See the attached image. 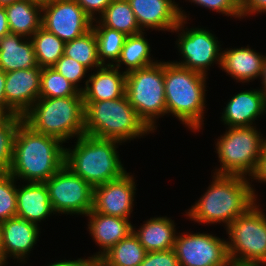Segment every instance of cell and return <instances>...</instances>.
<instances>
[{
  "label": "cell",
  "mask_w": 266,
  "mask_h": 266,
  "mask_svg": "<svg viewBox=\"0 0 266 266\" xmlns=\"http://www.w3.org/2000/svg\"><path fill=\"white\" fill-rule=\"evenodd\" d=\"M57 138L34 131L24 121L17 129L9 173L27 182H45L65 163V148Z\"/></svg>",
  "instance_id": "obj_1"
},
{
  "label": "cell",
  "mask_w": 266,
  "mask_h": 266,
  "mask_svg": "<svg viewBox=\"0 0 266 266\" xmlns=\"http://www.w3.org/2000/svg\"><path fill=\"white\" fill-rule=\"evenodd\" d=\"M214 175L207 191L188 209L186 216L204 224L223 222L227 228L256 203L257 196L247 177Z\"/></svg>",
  "instance_id": "obj_2"
},
{
  "label": "cell",
  "mask_w": 266,
  "mask_h": 266,
  "mask_svg": "<svg viewBox=\"0 0 266 266\" xmlns=\"http://www.w3.org/2000/svg\"><path fill=\"white\" fill-rule=\"evenodd\" d=\"M206 76L173 62H164L167 114L171 113L195 132L204 124Z\"/></svg>",
  "instance_id": "obj_3"
},
{
  "label": "cell",
  "mask_w": 266,
  "mask_h": 266,
  "mask_svg": "<svg viewBox=\"0 0 266 266\" xmlns=\"http://www.w3.org/2000/svg\"><path fill=\"white\" fill-rule=\"evenodd\" d=\"M75 143L74 149L65 148L64 164L93 188L127 172L117 154V145L122 142L84 134Z\"/></svg>",
  "instance_id": "obj_4"
},
{
  "label": "cell",
  "mask_w": 266,
  "mask_h": 266,
  "mask_svg": "<svg viewBox=\"0 0 266 266\" xmlns=\"http://www.w3.org/2000/svg\"><path fill=\"white\" fill-rule=\"evenodd\" d=\"M85 134L120 142L153 132L138 116L126 94L114 100L84 101Z\"/></svg>",
  "instance_id": "obj_5"
},
{
  "label": "cell",
  "mask_w": 266,
  "mask_h": 266,
  "mask_svg": "<svg viewBox=\"0 0 266 266\" xmlns=\"http://www.w3.org/2000/svg\"><path fill=\"white\" fill-rule=\"evenodd\" d=\"M84 110L82 92L69 97H39L23 115V121L34 131L65 143L85 134Z\"/></svg>",
  "instance_id": "obj_6"
},
{
  "label": "cell",
  "mask_w": 266,
  "mask_h": 266,
  "mask_svg": "<svg viewBox=\"0 0 266 266\" xmlns=\"http://www.w3.org/2000/svg\"><path fill=\"white\" fill-rule=\"evenodd\" d=\"M232 266L266 265V215L253 204L226 228Z\"/></svg>",
  "instance_id": "obj_7"
},
{
  "label": "cell",
  "mask_w": 266,
  "mask_h": 266,
  "mask_svg": "<svg viewBox=\"0 0 266 266\" xmlns=\"http://www.w3.org/2000/svg\"><path fill=\"white\" fill-rule=\"evenodd\" d=\"M256 126L228 127L217 140L220 168L214 174L253 176L262 154L264 139Z\"/></svg>",
  "instance_id": "obj_8"
},
{
  "label": "cell",
  "mask_w": 266,
  "mask_h": 266,
  "mask_svg": "<svg viewBox=\"0 0 266 266\" xmlns=\"http://www.w3.org/2000/svg\"><path fill=\"white\" fill-rule=\"evenodd\" d=\"M125 94L138 116L154 132L156 119L167 114L164 62L127 73Z\"/></svg>",
  "instance_id": "obj_9"
},
{
  "label": "cell",
  "mask_w": 266,
  "mask_h": 266,
  "mask_svg": "<svg viewBox=\"0 0 266 266\" xmlns=\"http://www.w3.org/2000/svg\"><path fill=\"white\" fill-rule=\"evenodd\" d=\"M53 211L87 215L93 207V187L65 164L47 181Z\"/></svg>",
  "instance_id": "obj_10"
},
{
  "label": "cell",
  "mask_w": 266,
  "mask_h": 266,
  "mask_svg": "<svg viewBox=\"0 0 266 266\" xmlns=\"http://www.w3.org/2000/svg\"><path fill=\"white\" fill-rule=\"evenodd\" d=\"M184 23H187L186 20L181 19L179 25L172 31H180L176 44L184 60L180 62L173 61V63L207 75V69L211 64L217 62L220 67V49H222L219 45L220 42L214 34L204 28H190V30L185 28V31Z\"/></svg>",
  "instance_id": "obj_11"
},
{
  "label": "cell",
  "mask_w": 266,
  "mask_h": 266,
  "mask_svg": "<svg viewBox=\"0 0 266 266\" xmlns=\"http://www.w3.org/2000/svg\"><path fill=\"white\" fill-rule=\"evenodd\" d=\"M173 249L180 266H232L227 241L213 234H177Z\"/></svg>",
  "instance_id": "obj_12"
},
{
  "label": "cell",
  "mask_w": 266,
  "mask_h": 266,
  "mask_svg": "<svg viewBox=\"0 0 266 266\" xmlns=\"http://www.w3.org/2000/svg\"><path fill=\"white\" fill-rule=\"evenodd\" d=\"M42 14V27L65 43L92 29L93 19L75 0H54Z\"/></svg>",
  "instance_id": "obj_13"
},
{
  "label": "cell",
  "mask_w": 266,
  "mask_h": 266,
  "mask_svg": "<svg viewBox=\"0 0 266 266\" xmlns=\"http://www.w3.org/2000/svg\"><path fill=\"white\" fill-rule=\"evenodd\" d=\"M135 186L133 176L126 172L116 180L94 187L92 210L129 219L134 206Z\"/></svg>",
  "instance_id": "obj_14"
},
{
  "label": "cell",
  "mask_w": 266,
  "mask_h": 266,
  "mask_svg": "<svg viewBox=\"0 0 266 266\" xmlns=\"http://www.w3.org/2000/svg\"><path fill=\"white\" fill-rule=\"evenodd\" d=\"M41 70L42 68L37 65L33 68L6 72V101L20 116H23L39 98Z\"/></svg>",
  "instance_id": "obj_15"
},
{
  "label": "cell",
  "mask_w": 266,
  "mask_h": 266,
  "mask_svg": "<svg viewBox=\"0 0 266 266\" xmlns=\"http://www.w3.org/2000/svg\"><path fill=\"white\" fill-rule=\"evenodd\" d=\"M141 31L144 28L171 32L187 16L172 0H128Z\"/></svg>",
  "instance_id": "obj_16"
},
{
  "label": "cell",
  "mask_w": 266,
  "mask_h": 266,
  "mask_svg": "<svg viewBox=\"0 0 266 266\" xmlns=\"http://www.w3.org/2000/svg\"><path fill=\"white\" fill-rule=\"evenodd\" d=\"M4 256L14 257L21 262L29 255L39 238V227L18 216L0 223Z\"/></svg>",
  "instance_id": "obj_17"
},
{
  "label": "cell",
  "mask_w": 266,
  "mask_h": 266,
  "mask_svg": "<svg viewBox=\"0 0 266 266\" xmlns=\"http://www.w3.org/2000/svg\"><path fill=\"white\" fill-rule=\"evenodd\" d=\"M223 109L221 121L226 126L250 127L257 117L266 113V94L261 89L241 91Z\"/></svg>",
  "instance_id": "obj_18"
},
{
  "label": "cell",
  "mask_w": 266,
  "mask_h": 266,
  "mask_svg": "<svg viewBox=\"0 0 266 266\" xmlns=\"http://www.w3.org/2000/svg\"><path fill=\"white\" fill-rule=\"evenodd\" d=\"M86 216L89 217L88 229L94 241L100 246V250L91 256L93 260H99L120 240L133 232V225L129 219L104 215L91 210Z\"/></svg>",
  "instance_id": "obj_19"
},
{
  "label": "cell",
  "mask_w": 266,
  "mask_h": 266,
  "mask_svg": "<svg viewBox=\"0 0 266 266\" xmlns=\"http://www.w3.org/2000/svg\"><path fill=\"white\" fill-rule=\"evenodd\" d=\"M126 73L112 65H103L86 79L82 91L83 101H104L125 95Z\"/></svg>",
  "instance_id": "obj_20"
},
{
  "label": "cell",
  "mask_w": 266,
  "mask_h": 266,
  "mask_svg": "<svg viewBox=\"0 0 266 266\" xmlns=\"http://www.w3.org/2000/svg\"><path fill=\"white\" fill-rule=\"evenodd\" d=\"M17 213L16 216L35 225L46 219L50 214H55L49 199L45 182H27L17 189Z\"/></svg>",
  "instance_id": "obj_21"
},
{
  "label": "cell",
  "mask_w": 266,
  "mask_h": 266,
  "mask_svg": "<svg viewBox=\"0 0 266 266\" xmlns=\"http://www.w3.org/2000/svg\"><path fill=\"white\" fill-rule=\"evenodd\" d=\"M265 57L248 46L227 48L221 52L220 67L233 79L246 83L261 77Z\"/></svg>",
  "instance_id": "obj_22"
},
{
  "label": "cell",
  "mask_w": 266,
  "mask_h": 266,
  "mask_svg": "<svg viewBox=\"0 0 266 266\" xmlns=\"http://www.w3.org/2000/svg\"><path fill=\"white\" fill-rule=\"evenodd\" d=\"M37 65L31 38L14 33H8L0 38V69L2 71L6 73L33 68Z\"/></svg>",
  "instance_id": "obj_23"
},
{
  "label": "cell",
  "mask_w": 266,
  "mask_h": 266,
  "mask_svg": "<svg viewBox=\"0 0 266 266\" xmlns=\"http://www.w3.org/2000/svg\"><path fill=\"white\" fill-rule=\"evenodd\" d=\"M133 233L147 252H156L174 248L178 233L172 219L168 217H155L146 221Z\"/></svg>",
  "instance_id": "obj_24"
},
{
  "label": "cell",
  "mask_w": 266,
  "mask_h": 266,
  "mask_svg": "<svg viewBox=\"0 0 266 266\" xmlns=\"http://www.w3.org/2000/svg\"><path fill=\"white\" fill-rule=\"evenodd\" d=\"M10 33L31 38L42 26V6L28 0H18L4 6Z\"/></svg>",
  "instance_id": "obj_25"
},
{
  "label": "cell",
  "mask_w": 266,
  "mask_h": 266,
  "mask_svg": "<svg viewBox=\"0 0 266 266\" xmlns=\"http://www.w3.org/2000/svg\"><path fill=\"white\" fill-rule=\"evenodd\" d=\"M145 32L126 37L119 59L114 67L120 69V65L124 64L128 68L124 71L126 74L157 63L151 60V48L147 39L144 37Z\"/></svg>",
  "instance_id": "obj_26"
},
{
  "label": "cell",
  "mask_w": 266,
  "mask_h": 266,
  "mask_svg": "<svg viewBox=\"0 0 266 266\" xmlns=\"http://www.w3.org/2000/svg\"><path fill=\"white\" fill-rule=\"evenodd\" d=\"M146 253L147 251L132 232L114 245L99 260L105 266H139Z\"/></svg>",
  "instance_id": "obj_27"
},
{
  "label": "cell",
  "mask_w": 266,
  "mask_h": 266,
  "mask_svg": "<svg viewBox=\"0 0 266 266\" xmlns=\"http://www.w3.org/2000/svg\"><path fill=\"white\" fill-rule=\"evenodd\" d=\"M98 21L103 26L122 32L126 36L142 32L128 0H113Z\"/></svg>",
  "instance_id": "obj_28"
},
{
  "label": "cell",
  "mask_w": 266,
  "mask_h": 266,
  "mask_svg": "<svg viewBox=\"0 0 266 266\" xmlns=\"http://www.w3.org/2000/svg\"><path fill=\"white\" fill-rule=\"evenodd\" d=\"M36 60L41 68L53 67L64 54V45L53 33L42 26L31 37Z\"/></svg>",
  "instance_id": "obj_29"
},
{
  "label": "cell",
  "mask_w": 266,
  "mask_h": 266,
  "mask_svg": "<svg viewBox=\"0 0 266 266\" xmlns=\"http://www.w3.org/2000/svg\"><path fill=\"white\" fill-rule=\"evenodd\" d=\"M96 25H92L94 34L96 35L98 58L102 65H112L119 59L121 50L123 48L126 35L114 29L103 26L99 21ZM108 59V63L106 60ZM110 60L112 62H110Z\"/></svg>",
  "instance_id": "obj_30"
},
{
  "label": "cell",
  "mask_w": 266,
  "mask_h": 266,
  "mask_svg": "<svg viewBox=\"0 0 266 266\" xmlns=\"http://www.w3.org/2000/svg\"><path fill=\"white\" fill-rule=\"evenodd\" d=\"M64 55L73 58L88 70L103 66L98 58L96 35L93 29L72 41L66 42L64 45Z\"/></svg>",
  "instance_id": "obj_31"
},
{
  "label": "cell",
  "mask_w": 266,
  "mask_h": 266,
  "mask_svg": "<svg viewBox=\"0 0 266 266\" xmlns=\"http://www.w3.org/2000/svg\"><path fill=\"white\" fill-rule=\"evenodd\" d=\"M80 91L53 67L42 68L40 95L44 98L76 96Z\"/></svg>",
  "instance_id": "obj_32"
},
{
  "label": "cell",
  "mask_w": 266,
  "mask_h": 266,
  "mask_svg": "<svg viewBox=\"0 0 266 266\" xmlns=\"http://www.w3.org/2000/svg\"><path fill=\"white\" fill-rule=\"evenodd\" d=\"M23 116L14 115L5 125L0 126V173H7L12 164L14 140Z\"/></svg>",
  "instance_id": "obj_33"
},
{
  "label": "cell",
  "mask_w": 266,
  "mask_h": 266,
  "mask_svg": "<svg viewBox=\"0 0 266 266\" xmlns=\"http://www.w3.org/2000/svg\"><path fill=\"white\" fill-rule=\"evenodd\" d=\"M17 180L9 173H0V223L17 213Z\"/></svg>",
  "instance_id": "obj_34"
},
{
  "label": "cell",
  "mask_w": 266,
  "mask_h": 266,
  "mask_svg": "<svg viewBox=\"0 0 266 266\" xmlns=\"http://www.w3.org/2000/svg\"><path fill=\"white\" fill-rule=\"evenodd\" d=\"M53 68L71 82L80 92L84 90L82 87L78 88V83L86 76L85 74L88 71L84 65L63 54Z\"/></svg>",
  "instance_id": "obj_35"
},
{
  "label": "cell",
  "mask_w": 266,
  "mask_h": 266,
  "mask_svg": "<svg viewBox=\"0 0 266 266\" xmlns=\"http://www.w3.org/2000/svg\"><path fill=\"white\" fill-rule=\"evenodd\" d=\"M202 7L209 8L235 18L241 17V0H189Z\"/></svg>",
  "instance_id": "obj_36"
},
{
  "label": "cell",
  "mask_w": 266,
  "mask_h": 266,
  "mask_svg": "<svg viewBox=\"0 0 266 266\" xmlns=\"http://www.w3.org/2000/svg\"><path fill=\"white\" fill-rule=\"evenodd\" d=\"M139 266H180L174 249L147 252Z\"/></svg>",
  "instance_id": "obj_37"
},
{
  "label": "cell",
  "mask_w": 266,
  "mask_h": 266,
  "mask_svg": "<svg viewBox=\"0 0 266 266\" xmlns=\"http://www.w3.org/2000/svg\"><path fill=\"white\" fill-rule=\"evenodd\" d=\"M83 10L93 19L96 20L94 14L99 16L104 12V10L109 6L113 0H75Z\"/></svg>",
  "instance_id": "obj_38"
},
{
  "label": "cell",
  "mask_w": 266,
  "mask_h": 266,
  "mask_svg": "<svg viewBox=\"0 0 266 266\" xmlns=\"http://www.w3.org/2000/svg\"><path fill=\"white\" fill-rule=\"evenodd\" d=\"M266 12V0H241V17Z\"/></svg>",
  "instance_id": "obj_39"
},
{
  "label": "cell",
  "mask_w": 266,
  "mask_h": 266,
  "mask_svg": "<svg viewBox=\"0 0 266 266\" xmlns=\"http://www.w3.org/2000/svg\"><path fill=\"white\" fill-rule=\"evenodd\" d=\"M251 179H255L262 182H266V139L264 140L262 146V154L259 160V164L257 166V170Z\"/></svg>",
  "instance_id": "obj_40"
},
{
  "label": "cell",
  "mask_w": 266,
  "mask_h": 266,
  "mask_svg": "<svg viewBox=\"0 0 266 266\" xmlns=\"http://www.w3.org/2000/svg\"><path fill=\"white\" fill-rule=\"evenodd\" d=\"M6 73L0 69V106L5 107L13 116L18 115L8 104L5 96Z\"/></svg>",
  "instance_id": "obj_41"
},
{
  "label": "cell",
  "mask_w": 266,
  "mask_h": 266,
  "mask_svg": "<svg viewBox=\"0 0 266 266\" xmlns=\"http://www.w3.org/2000/svg\"><path fill=\"white\" fill-rule=\"evenodd\" d=\"M92 260L93 259H91V257H88V259L78 258L77 260L74 261L73 260L58 261L46 266H88Z\"/></svg>",
  "instance_id": "obj_42"
},
{
  "label": "cell",
  "mask_w": 266,
  "mask_h": 266,
  "mask_svg": "<svg viewBox=\"0 0 266 266\" xmlns=\"http://www.w3.org/2000/svg\"><path fill=\"white\" fill-rule=\"evenodd\" d=\"M10 33L7 14L4 6H0V38Z\"/></svg>",
  "instance_id": "obj_43"
},
{
  "label": "cell",
  "mask_w": 266,
  "mask_h": 266,
  "mask_svg": "<svg viewBox=\"0 0 266 266\" xmlns=\"http://www.w3.org/2000/svg\"><path fill=\"white\" fill-rule=\"evenodd\" d=\"M13 115L3 106H0V126L5 125Z\"/></svg>",
  "instance_id": "obj_44"
},
{
  "label": "cell",
  "mask_w": 266,
  "mask_h": 266,
  "mask_svg": "<svg viewBox=\"0 0 266 266\" xmlns=\"http://www.w3.org/2000/svg\"><path fill=\"white\" fill-rule=\"evenodd\" d=\"M6 259L4 256V250H3V245H2V234H1V228H0V266H5L6 264H8V262L6 263Z\"/></svg>",
  "instance_id": "obj_45"
},
{
  "label": "cell",
  "mask_w": 266,
  "mask_h": 266,
  "mask_svg": "<svg viewBox=\"0 0 266 266\" xmlns=\"http://www.w3.org/2000/svg\"><path fill=\"white\" fill-rule=\"evenodd\" d=\"M262 78V87L263 89H261L265 94H266V57H265V60H264V64H263V69H262V74H261V77Z\"/></svg>",
  "instance_id": "obj_46"
},
{
  "label": "cell",
  "mask_w": 266,
  "mask_h": 266,
  "mask_svg": "<svg viewBox=\"0 0 266 266\" xmlns=\"http://www.w3.org/2000/svg\"><path fill=\"white\" fill-rule=\"evenodd\" d=\"M32 3L38 4L40 6H45L47 4H50L51 2H53L54 0H28Z\"/></svg>",
  "instance_id": "obj_47"
},
{
  "label": "cell",
  "mask_w": 266,
  "mask_h": 266,
  "mask_svg": "<svg viewBox=\"0 0 266 266\" xmlns=\"http://www.w3.org/2000/svg\"><path fill=\"white\" fill-rule=\"evenodd\" d=\"M88 266H105L100 260H92Z\"/></svg>",
  "instance_id": "obj_48"
},
{
  "label": "cell",
  "mask_w": 266,
  "mask_h": 266,
  "mask_svg": "<svg viewBox=\"0 0 266 266\" xmlns=\"http://www.w3.org/2000/svg\"><path fill=\"white\" fill-rule=\"evenodd\" d=\"M15 1H18V0H0V6H7Z\"/></svg>",
  "instance_id": "obj_49"
}]
</instances>
